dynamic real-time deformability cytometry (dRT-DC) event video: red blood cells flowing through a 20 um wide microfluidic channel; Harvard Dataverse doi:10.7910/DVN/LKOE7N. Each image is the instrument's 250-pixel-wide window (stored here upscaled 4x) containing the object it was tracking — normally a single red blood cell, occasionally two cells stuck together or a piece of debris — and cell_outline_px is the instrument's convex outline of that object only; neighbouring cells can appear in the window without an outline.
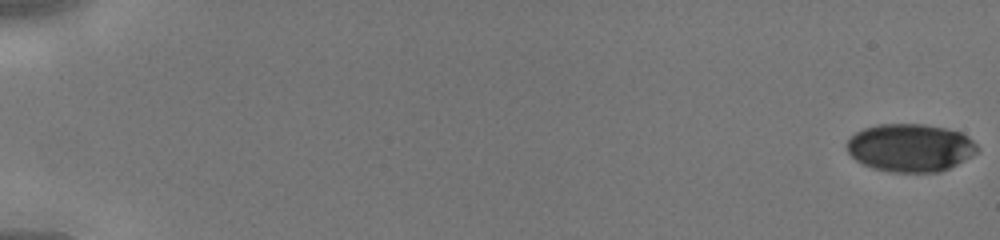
{"species": "human", "species_latin": "Homo sapiens", "temperature_condition": "cold", "stored_images_in_passage": 46, "camera_frame_rate_fps": 3000, "um_per_image_px": 0.085, "donor": {"sex": "male"}, "frame": {"image": 1, "passage_image": 1, "time_ms": 0.0, "image_size_px": [1000, 240], "cell_outline_px": [[980, 148], [972, 156], [940, 172], [892, 172], [872, 168], [856, 160], [848, 152], [844, 144], [856, 132], [864, 128], [876, 124], [924, 124], [944, 128], [960, 132], [968, 136]], "centroid_in_image_um": [77.36, 12.55], "position_along_channel_um": 7.6, "area_um2": 36.47}}
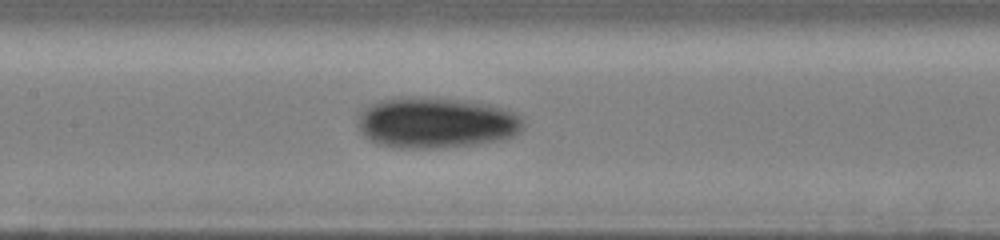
{"frame": {"image": 2, "passage_image": 24, "time_ms": 7.667, "image_size_px": [1000, 240], "cell_outline_px": [[524, 128], [520, 132], [512, 136], [500, 140], [472, 144], [432, 148], [396, 148], [380, 144], [364, 136], [356, 120], [360, 112], [364, 108], [380, 100], [400, 96], [416, 96], [468, 100], [492, 104], [508, 108], [516, 112], [524, 120]], "centroid_in_image_um": [37.1, 10.4], "position_along_channel_um": 170.3, "area_um2": 49.71}}
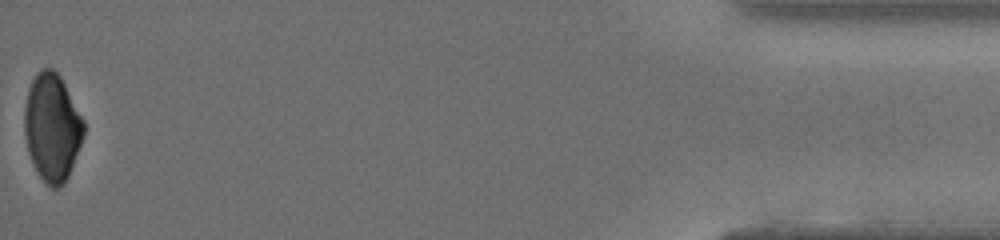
{"frame": {"image": 3, "passage_image": 46, "time_ms": 15.0, "image_size_px": [1000, 240], "cell_outline_px": [[84, 132], [80, 144], [68, 176], [64, 184], [56, 188], [52, 188], [40, 176], [28, 152], [24, 132], [24, 108], [28, 88], [36, 72], [44, 68], [52, 68], [60, 76], [84, 120]], "centroid_in_image_um": [4.41, 10.79], "position_along_channel_um": 430.8, "area_um2": 36.76}}